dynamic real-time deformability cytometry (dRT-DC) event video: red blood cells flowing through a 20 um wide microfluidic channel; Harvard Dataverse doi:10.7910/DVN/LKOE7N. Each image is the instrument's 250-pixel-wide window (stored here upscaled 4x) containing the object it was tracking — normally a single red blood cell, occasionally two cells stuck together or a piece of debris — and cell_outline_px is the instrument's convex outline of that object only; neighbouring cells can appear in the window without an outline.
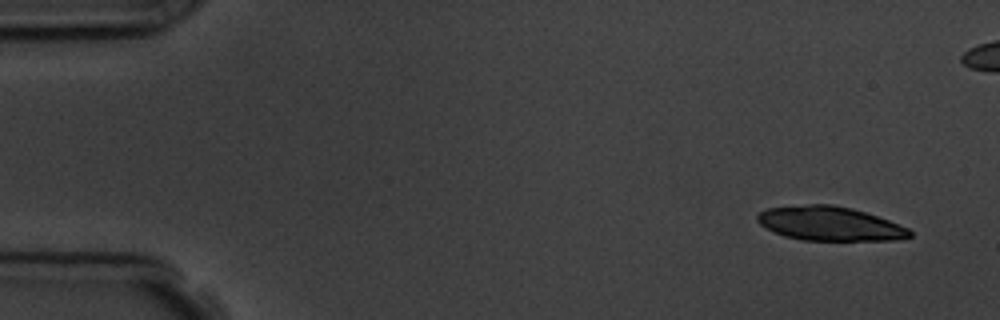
{"species": "common noctule bat (a hibernating species)", "species_latin": "Nyctalus noctula", "temperature_condition": "room temperature", "stored_images_in_passage": 10, "camera_frame_rate_fps": 3000, "um_per_image_px": 0.085, "animal": {"sex": "male", "body_mass_g": 19.5, "forearm_length_mm": 54.6}, "frame": {"image": 1, "passage_image": 1, "time_ms": 0.0, "image_size_px": [1000, 320], "cell_outline_px": [[912, 236], [896, 240], [800, 240], [784, 236], [760, 224], [756, 220], [756, 216], [760, 212], [768, 208], [808, 204], [832, 204], [852, 208], [888, 220], [908, 228], [912, 232]], "centroid_in_image_um": [70.53, 19.01], "position_along_channel_um": 14.5, "area_um2": 30.11}}